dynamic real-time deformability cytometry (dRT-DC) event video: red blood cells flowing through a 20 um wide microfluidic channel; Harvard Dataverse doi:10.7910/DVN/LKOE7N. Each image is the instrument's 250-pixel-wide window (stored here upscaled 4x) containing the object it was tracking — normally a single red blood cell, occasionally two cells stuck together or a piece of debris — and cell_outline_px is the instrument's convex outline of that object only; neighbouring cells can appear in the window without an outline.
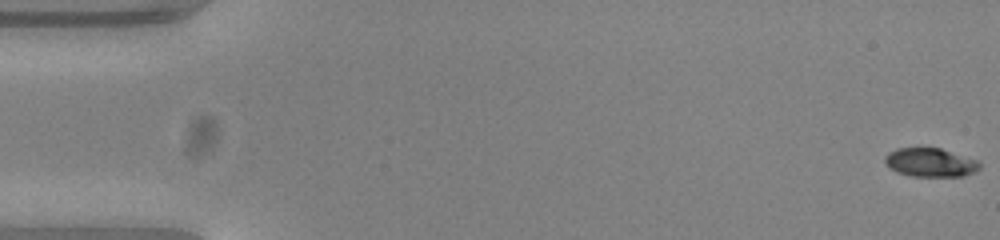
{"species": "common noctule bat (a hibernating species)", "species_latin": "Nyctalus noctula", "temperature_condition": "warm", "stored_images_in_passage": 54, "camera_frame_rate_fps": 3000, "um_per_image_px": 0.085, "animal": {"sex": "female", "body_mass_g": 23.0, "forearm_length_mm": 53.4}, "frame": {"image": 1, "passage_image": 1, "time_ms": 0.0, "image_size_px": [1000, 240], "cell_outline_px": [[980, 168], [976, 172], [964, 176], [912, 176], [896, 172], [884, 164], [884, 156], [888, 152], [896, 148], [940, 148], [976, 160], [980, 164]], "centroid_in_image_um": [79.04, 13.81], "position_along_channel_um": 6.0, "area_um2": 15.9}}
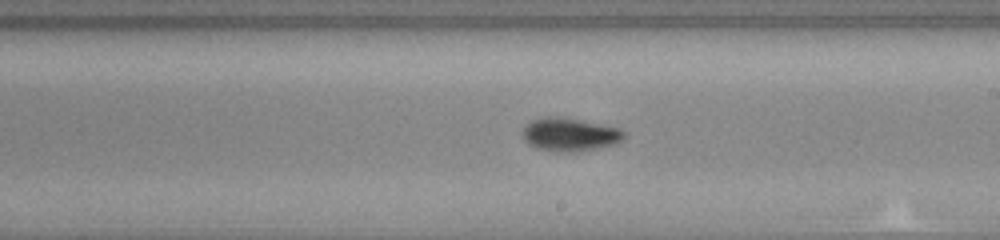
{"frame": {"image": 2, "passage_image": 31, "time_ms": 10.0, "image_size_px": [1000, 240], "cell_outline_px": [[628, 136], [624, 140], [616, 144], [600, 148], [564, 152], [556, 152], [536, 148], [528, 144], [524, 140], [524, 128], [532, 120], [544, 116], [560, 116], [620, 128], [628, 132]], "centroid_in_image_um": [48.5, 11.43], "position_along_channel_um": 240.5, "area_um2": 19.88}}
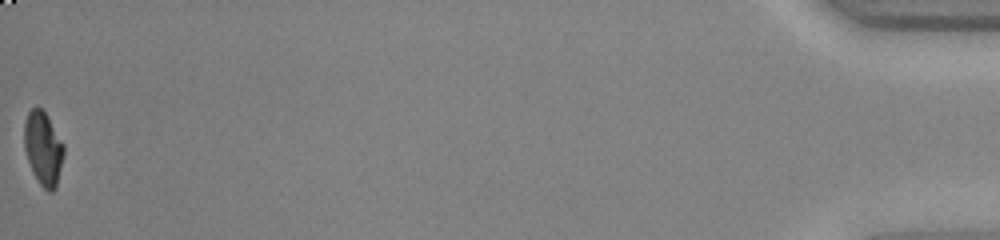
{"frame": {"image": 3, "passage_image": 54, "time_ms": 17.667, "image_size_px": [1000, 240], "cell_outline_px": [[64, 152], [56, 188], [52, 192], [48, 192], [40, 184], [32, 172], [24, 148], [24, 120], [28, 112], [32, 108], [40, 108], [48, 116], [64, 144]], "centroid_in_image_um": [3.67, 12.61], "position_along_channel_um": 431.5, "area_um2": 16.99}, "authors_computed_cell_mechanics": {"area_um2": 17.6868, "velocity_mm_per_s": 3.8536, "shape_relaxation_time_tau1_ms": 3.8936, "shape_relaxation_time_tau2_ms": 2.9102, "deformation_change_tau1": 0.196, "deformation_change_tau2": 0.0632}}